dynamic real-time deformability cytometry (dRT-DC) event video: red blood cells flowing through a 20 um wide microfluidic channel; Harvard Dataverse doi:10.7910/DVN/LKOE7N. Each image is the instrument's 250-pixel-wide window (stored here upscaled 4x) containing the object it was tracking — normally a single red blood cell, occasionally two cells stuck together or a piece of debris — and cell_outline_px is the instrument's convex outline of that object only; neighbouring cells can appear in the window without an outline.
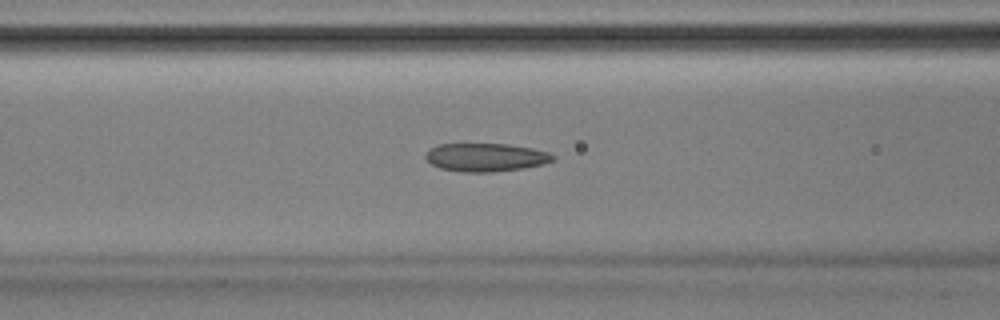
{"species": "Egyptian fruit bat (a non-hibernating species)", "species_latin": "Rousettus aegyptiacus", "temperature_condition": "room temperature", "stored_images_in_passage": 42, "camera_frame_rate_fps": 3000, "um_per_image_px": 0.085, "animal": {"sex": "male"}, "frame": {"image": 1, "passage_image": 11, "time_ms": 3.333, "image_size_px": [1000, 320], "cell_outline_px": [[556, 160], [544, 164], [524, 168], [492, 172], [460, 172], [440, 168], [432, 164], [424, 156], [428, 148], [440, 144], [508, 144], [532, 148], [548, 152], [556, 156]], "centroid_in_image_um": [41.31, 13.37], "position_along_channel_um": 125.3, "area_um2": 21.15}}
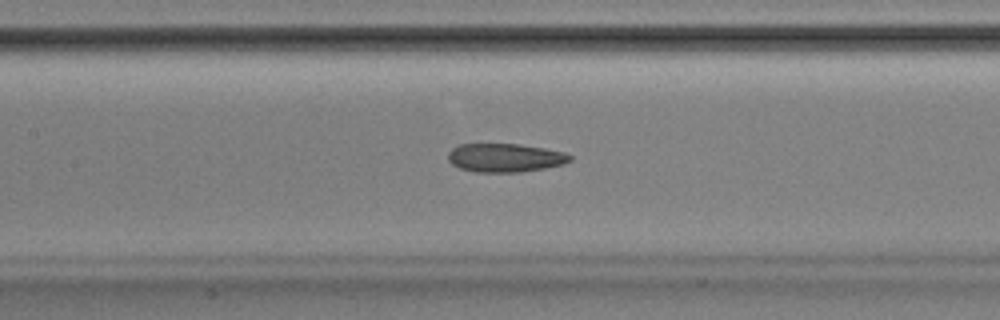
{"frame": {"image": 2, "passage_image": 14, "time_ms": 4.333, "image_size_px": [1000, 320], "cell_outline_px": [[572, 160], [564, 164], [544, 168], [520, 172], [476, 172], [460, 168], [452, 164], [448, 160], [448, 152], [452, 148], [460, 144], [520, 144], [544, 148], [564, 152], [572, 156]], "centroid_in_image_um": [42.93, 13.41], "position_along_channel_um": 164.5, "area_um2": 20.35}}
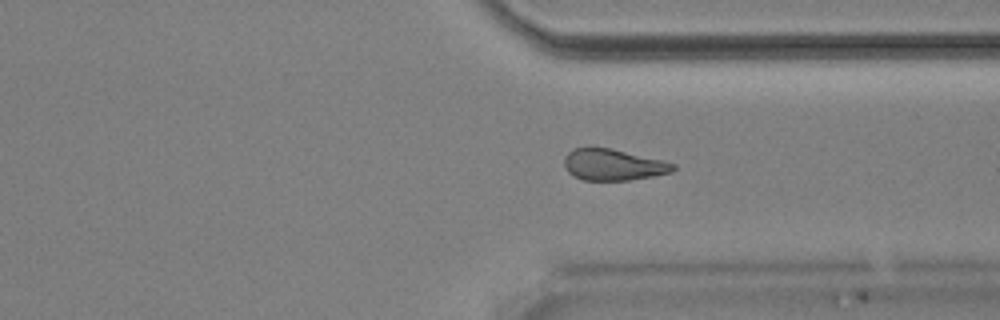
{"frame": {"image": 3, "passage_image": 29, "time_ms": 9.333, "image_size_px": [1000, 320], "cell_outline_px": [[676, 168], [672, 172], [652, 176], [628, 180], [584, 180], [568, 172], [564, 164], [564, 156], [572, 148], [612, 148], [676, 164]], "centroid_in_image_um": [52.11, 14.0], "position_along_channel_um": 359.3, "area_um2": 19.65}, "authors_computed_cell_mechanics": {"area_um2": 20.6346, "velocity_mm_per_s": 3.9015, "shape_relaxation_time_tau1_ms": null, "shape_relaxation_time_tau2_ms": 5.3788, "deformation_change_tau1": null, "deformation_change_tau2": 0.137}}